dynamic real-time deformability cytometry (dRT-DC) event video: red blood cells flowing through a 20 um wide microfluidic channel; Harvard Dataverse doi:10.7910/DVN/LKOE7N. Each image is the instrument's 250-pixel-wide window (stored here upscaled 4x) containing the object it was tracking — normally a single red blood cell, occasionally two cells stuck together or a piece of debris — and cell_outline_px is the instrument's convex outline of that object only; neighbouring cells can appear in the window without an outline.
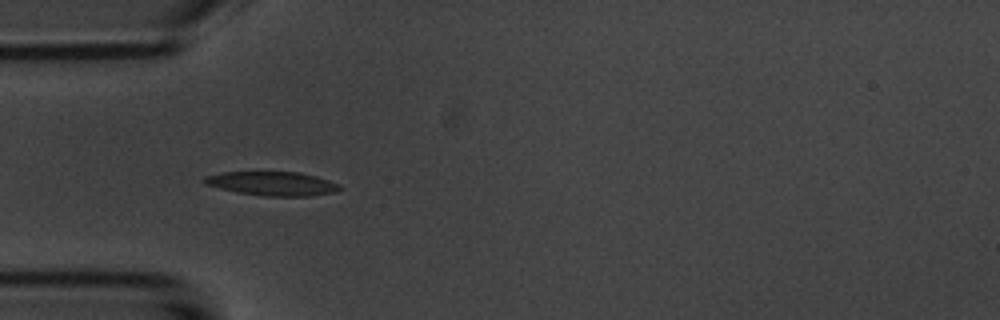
{"species": "common noctule bat (a hibernating species)", "species_latin": "Nyctalus noctula", "temperature_condition": "room temperature", "stored_images_in_passage": 6, "camera_frame_rate_fps": 3000, "um_per_image_px": 0.085, "animal": {"sex": "male", "body_mass_g": 20.1, "forearm_length_mm": 53.5}, "frame": {"image": 1, "passage_image": 5, "time_ms": 5.0, "image_size_px": [1000, 320], "cell_outline_px": [[340, 188], [336, 192], [308, 196], [264, 196], [236, 192], [204, 184], [204, 176], [224, 172], [300, 172], [316, 176], [340, 184]], "centroid_in_image_um": [23.15, 15.6], "position_along_channel_um": 61.9, "area_um2": 18.84}}